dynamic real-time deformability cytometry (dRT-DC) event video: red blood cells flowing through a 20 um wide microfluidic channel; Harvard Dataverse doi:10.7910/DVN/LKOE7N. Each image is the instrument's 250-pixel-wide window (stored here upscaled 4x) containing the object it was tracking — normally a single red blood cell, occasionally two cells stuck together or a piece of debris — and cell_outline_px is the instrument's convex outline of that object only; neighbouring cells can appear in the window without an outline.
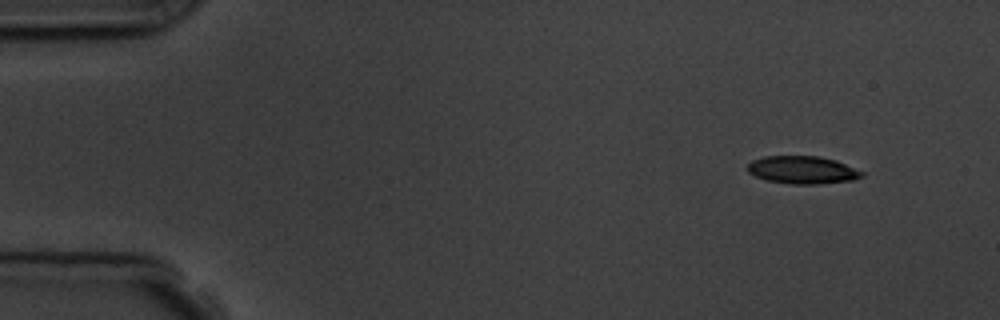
{"species": "common noctule bat (a hibernating species)", "species_latin": "Nyctalus noctula", "temperature_condition": "room temperature", "stored_images_in_passage": 5, "segment_of_instrument_passage": [1, 2], "camera_frame_rate_fps": 3000, "um_per_image_px": 0.085, "animal": {"sex": "male", "body_mass_g": 19.5, "forearm_length_mm": 54.6}, "frame": {"image": 1, "passage_image": 1, "time_ms": 0.0, "image_size_px": [1000, 320], "cell_outline_px": [[864, 176], [852, 180], [820, 184], [788, 184], [764, 180], [748, 172], [744, 168], [752, 160], [764, 156], [820, 156], [836, 160], [864, 172]], "centroid_in_image_um": [68.18, 14.45], "position_along_channel_um": 16.8, "area_um2": 18.73}}
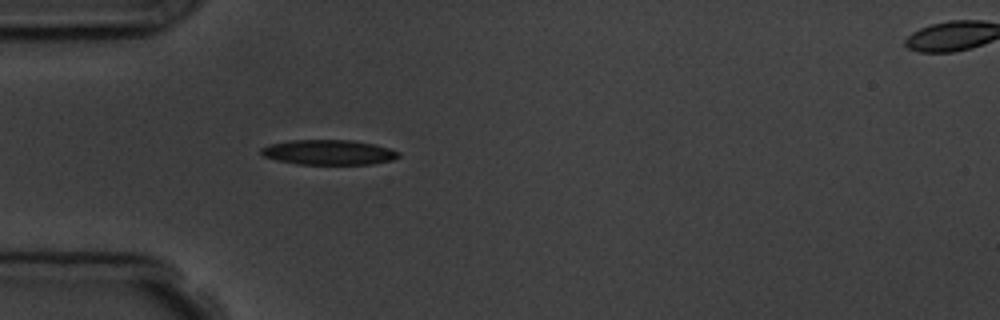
{"frame": {"image": 2, "passage_image": 4, "time_ms": 3.667, "image_size_px": [1000, 320], "cell_outline_px": [[400, 156], [392, 160], [372, 164], [296, 164], [276, 160], [264, 156], [260, 152], [260, 148], [268, 144], [288, 140], [352, 140], [376, 144], [400, 152]], "centroid_in_image_um": [27.92, 12.94], "position_along_channel_um": 57.1, "area_um2": 20.17}}